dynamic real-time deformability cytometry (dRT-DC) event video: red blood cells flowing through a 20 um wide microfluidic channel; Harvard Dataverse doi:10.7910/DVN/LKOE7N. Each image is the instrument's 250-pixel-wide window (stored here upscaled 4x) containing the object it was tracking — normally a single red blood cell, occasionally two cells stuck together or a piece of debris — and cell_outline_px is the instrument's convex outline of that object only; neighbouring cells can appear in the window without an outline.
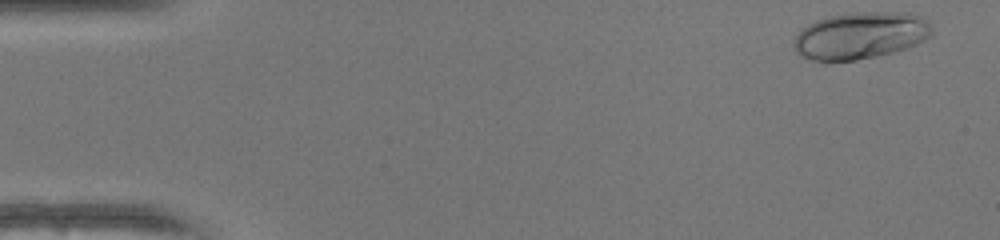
{"species": "human", "species_latin": "Homo sapiens", "temperature_condition": "warm", "stored_images_in_passage": 42, "camera_frame_rate_fps": 3000, "um_per_image_px": 0.085, "donor": {"sex": "female"}, "frame": {"image": 1, "passage_image": 2, "time_ms": 0.333, "image_size_px": [1000, 240], "cell_outline_px": [[932, 36], [908, 48], [876, 56], [856, 60], [828, 64], [808, 60], [800, 56], [796, 52], [792, 44], [796, 36], [808, 24], [816, 20], [832, 16], [856, 12], [908, 12], [924, 16], [928, 20], [932, 28]], "centroid_in_image_um": [73.13, 3.05], "position_along_channel_um": 11.9, "area_um2": 38.61}}
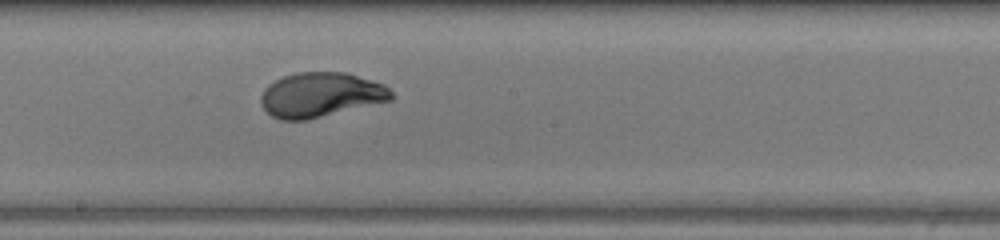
{"frame": {"image": 2, "passage_image": 27, "time_ms": 8.667, "image_size_px": [1000, 240], "cell_outline_px": [[396, 96], [392, 100], [308, 120], [280, 120], [272, 116], [260, 104], [260, 96], [264, 88], [268, 84], [284, 76], [296, 72], [348, 72], [384, 84]], "centroid_in_image_um": [27.27, 8.06], "position_along_channel_um": 220.9, "area_um2": 34.28}}
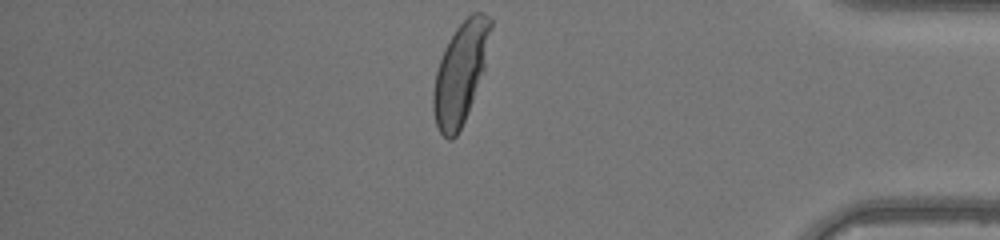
{"frame": {"image": 3, "passage_image": 42, "time_ms": 13.667, "image_size_px": [1000, 240], "cell_outline_px": [[492, 28], [484, 68], [468, 112], [456, 136], [452, 140], [448, 140], [440, 132], [436, 124], [432, 108], [432, 92], [436, 72], [444, 48], [456, 28], [472, 12], [484, 12], [492, 20]], "centroid_in_image_um": [39.13, 6.19], "position_along_channel_um": 396.1, "area_um2": 33.47}, "authors_computed_cell_mechanics": {"area_um2": 33.4951, "velocity_mm_per_s": 4.1485, "shape_relaxation_time_tau1_ms": 2.9401, "shape_relaxation_time_tau2_ms": null, "deformation_change_tau1": 0.209, "deformation_change_tau2": null}}